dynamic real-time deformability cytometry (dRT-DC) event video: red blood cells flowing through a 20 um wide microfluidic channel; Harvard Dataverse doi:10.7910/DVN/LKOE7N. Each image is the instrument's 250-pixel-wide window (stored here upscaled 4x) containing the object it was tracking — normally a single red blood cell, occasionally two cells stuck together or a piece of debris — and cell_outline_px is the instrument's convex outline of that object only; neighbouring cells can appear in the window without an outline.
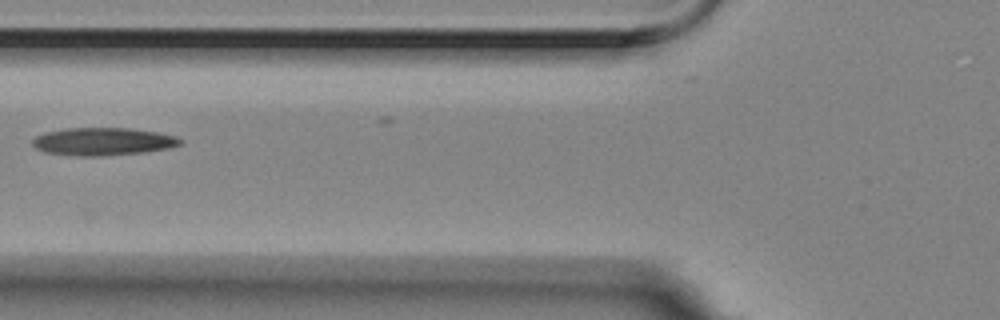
{"species": "Egyptian fruit bat (a non-hibernating species)", "species_latin": "Rousettus aegyptiacus", "temperature_condition": "room temperature", "stored_images_in_passage": 7, "camera_frame_rate_fps": 3000, "um_per_image_px": 0.085, "animal": {"sex": "female"}, "frame": {"image": 1, "passage_image": 5, "time_ms": 1.333, "image_size_px": [1000, 320], "cell_outline_px": [[184, 140], [180, 144], [168, 148], [144, 152], [96, 156], [76, 156], [44, 152], [36, 148], [32, 144], [32, 140], [36, 136], [44, 132], [64, 128], [132, 128], [160, 132], [176, 136]], "centroid_in_image_um": [8.75, 12.02], "position_along_channel_um": 117.1, "area_um2": 24.04}}
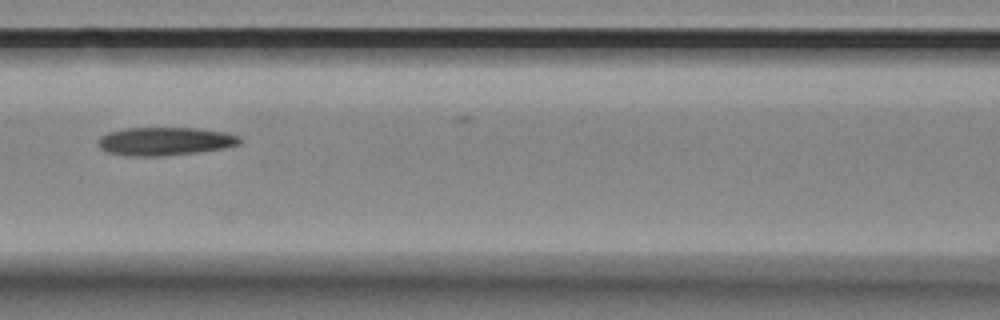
{"frame": {"image": 2, "passage_image": 6, "time_ms": 1.667, "image_size_px": [1000, 320], "cell_outline_px": [[240, 144], [224, 148], [196, 152], [164, 156], [124, 156], [108, 152], [100, 148], [96, 140], [100, 136], [108, 132], [124, 128], [196, 128], [224, 132], [240, 136]], "centroid_in_image_um": [13.97, 12.01], "position_along_channel_um": 152.6, "area_um2": 23.41}}
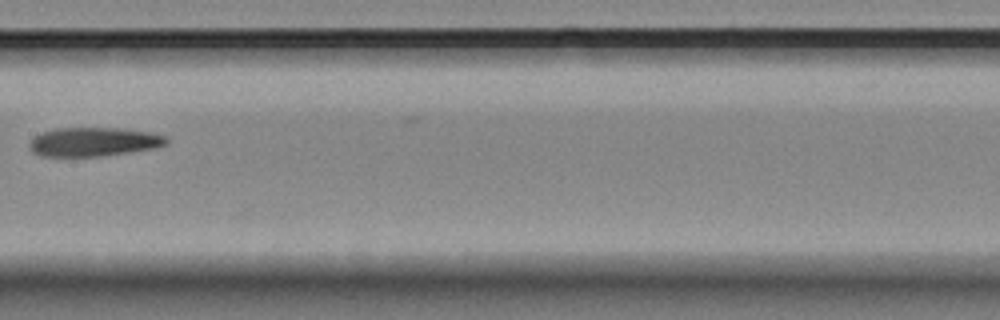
{"frame": {"image": 3, "passage_image": 7, "time_ms": 2.0, "image_size_px": [1000, 320], "cell_outline_px": [[168, 144], [156, 148], [100, 156], [40, 156], [32, 152], [28, 144], [32, 136], [56, 128], [124, 128], [148, 132], [164, 136], [168, 140]], "centroid_in_image_um": [7.93, 12.05], "position_along_channel_um": 199.5, "area_um2": 23.12}}